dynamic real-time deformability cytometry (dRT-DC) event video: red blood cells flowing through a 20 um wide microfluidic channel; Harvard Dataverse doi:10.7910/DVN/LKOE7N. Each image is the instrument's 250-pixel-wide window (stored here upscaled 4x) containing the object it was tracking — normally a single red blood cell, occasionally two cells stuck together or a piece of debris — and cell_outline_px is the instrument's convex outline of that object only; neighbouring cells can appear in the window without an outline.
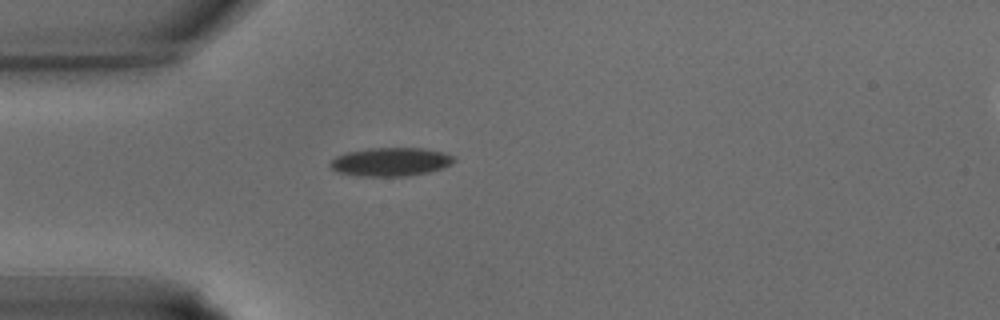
{"species": "common noctule bat (a hibernating species)", "species_latin": "Nyctalus noctula", "temperature_condition": "warm", "stored_images_in_passage": 21, "camera_frame_rate_fps": 3000, "um_per_image_px": 0.085, "animal": {"sex": "male", "body_mass_g": 15.6}, "frame": {"image": 1, "passage_image": 1, "time_ms": 0.0, "image_size_px": [1000, 320], "cell_outline_px": [[456, 160], [452, 164], [444, 168], [428, 172], [408, 176], [356, 176], [336, 172], [328, 164], [336, 156], [344, 152], [368, 148], [424, 148], [444, 152], [456, 156]], "centroid_in_image_um": [33.22, 13.75], "position_along_channel_um": 51.8, "area_um2": 20.98}}
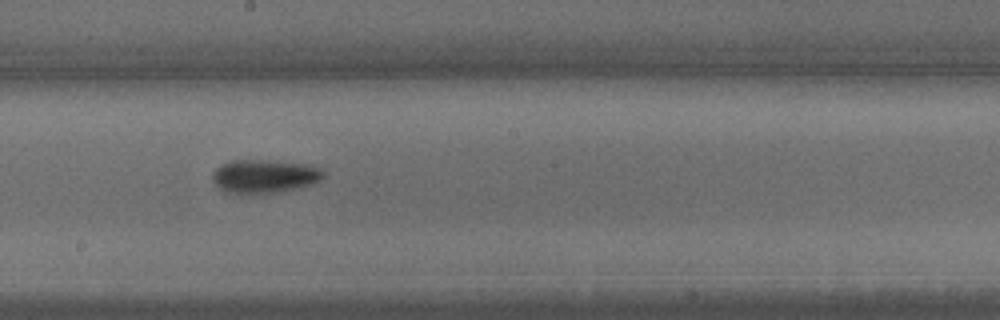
{"frame": {"image": 2, "passage_image": 11, "time_ms": 3.333, "image_size_px": [1000, 320], "cell_outline_px": [[324, 176], [320, 180], [312, 184], [300, 188], [272, 192], [228, 192], [220, 188], [212, 180], [212, 172], [216, 168], [232, 160], [268, 160], [304, 164], [320, 168], [324, 172]], "centroid_in_image_um": [22.49, 14.96], "position_along_channel_um": 225.7, "area_um2": 21.15}}
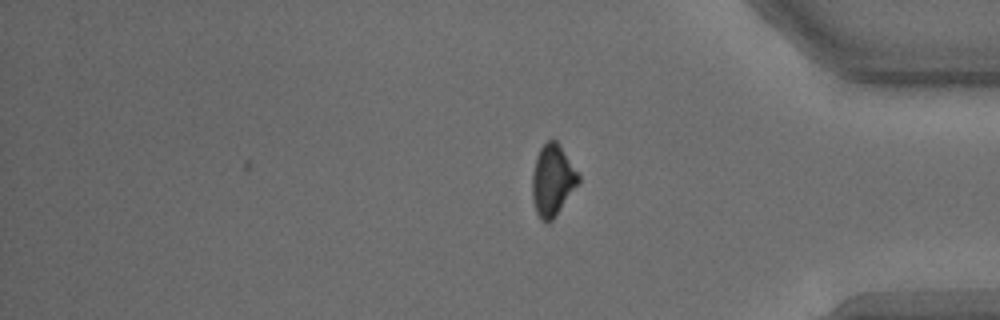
{"frame": {"image": 3, "passage_image": 21, "time_ms": 6.667, "image_size_px": [1000, 320], "cell_outline_px": [[580, 184], [552, 220], [540, 220], [536, 212], [532, 200], [532, 172], [536, 156], [540, 148], [548, 140], [556, 140], [560, 144], [580, 176]], "centroid_in_image_um": [46.97, 15.31], "position_along_channel_um": 388.2, "area_um2": 19.36}}